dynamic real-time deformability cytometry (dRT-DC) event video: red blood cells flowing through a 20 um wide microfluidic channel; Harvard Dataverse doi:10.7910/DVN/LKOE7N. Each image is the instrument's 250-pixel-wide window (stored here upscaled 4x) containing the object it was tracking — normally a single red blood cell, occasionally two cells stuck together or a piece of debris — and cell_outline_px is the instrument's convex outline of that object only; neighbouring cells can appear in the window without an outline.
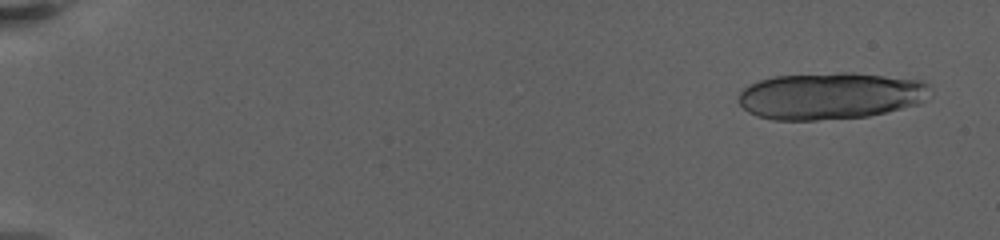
{"species": "human", "species_latin": "Homo sapiens", "temperature_condition": "warm", "stored_images_in_passage": 14, "camera_frame_rate_fps": 3000, "um_per_image_px": 0.085, "donor": {"sex": "female"}, "frame": {"image": 1, "passage_image": 2, "time_ms": 0.667, "image_size_px": [1000, 240], "cell_outline_px": [[932, 96], [928, 100], [920, 104], [868, 116], [816, 120], [772, 120], [756, 116], [748, 112], [740, 104], [740, 92], [748, 84], [760, 80], [776, 76], [840, 72], [852, 72], [924, 80], [928, 84]], "centroid_in_image_um": [70.65, 8.14], "position_along_channel_um": 14.4, "area_um2": 52.83}}
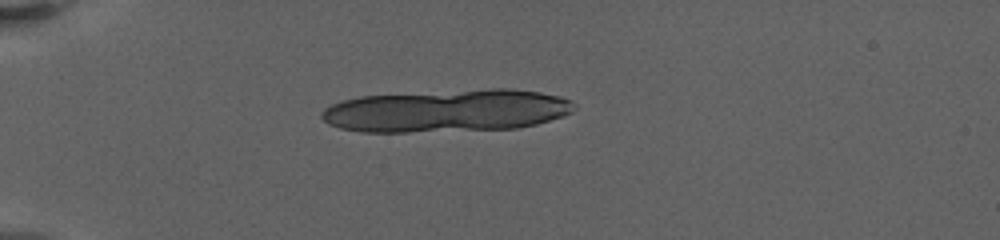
{"frame": {"image": 2, "passage_image": 10, "time_ms": 5.667, "image_size_px": [1000, 240], "cell_outline_px": [[576, 108], [572, 112], [564, 116], [536, 124], [516, 128], [408, 132], [360, 132], [340, 128], [328, 124], [320, 116], [320, 112], [324, 108], [340, 100], [360, 96], [492, 88], [508, 88], [540, 92], [560, 96], [572, 100], [576, 104]], "centroid_in_image_um": [37.98, 9.41], "position_along_channel_um": 47.0, "area_um2": 63.0}}